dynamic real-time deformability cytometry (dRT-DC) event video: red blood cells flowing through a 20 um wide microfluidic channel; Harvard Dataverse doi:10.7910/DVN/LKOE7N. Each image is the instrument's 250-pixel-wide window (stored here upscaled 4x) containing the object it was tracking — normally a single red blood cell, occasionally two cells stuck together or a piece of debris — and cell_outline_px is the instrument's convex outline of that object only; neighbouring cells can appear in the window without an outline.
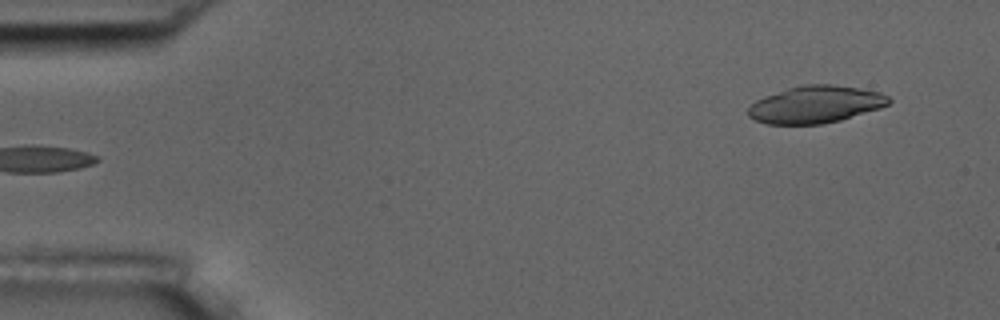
{"species": "common noctule bat (a hibernating species)", "species_latin": "Nyctalus noctula", "temperature_condition": "room temperature", "stored_images_in_passage": 5, "camera_frame_rate_fps": 3000, "um_per_image_px": 0.085, "animal": {"sex": "male", "body_mass_g": 17.5, "forearm_length_mm": 52.3}, "frame": {"image": 1, "passage_image": 5, "time_ms": 5.667, "image_size_px": [1000, 320], "cell_outline_px": [[892, 100], [888, 104], [880, 108], [840, 120], [824, 124], [768, 124], [756, 120], [748, 116], [748, 108], [756, 100], [764, 96], [788, 88], [804, 84], [832, 84], [860, 88], [880, 92], [888, 96]], "centroid_in_image_um": [69.33, 8.87], "position_along_channel_um": 15.7, "area_um2": 30.46}}